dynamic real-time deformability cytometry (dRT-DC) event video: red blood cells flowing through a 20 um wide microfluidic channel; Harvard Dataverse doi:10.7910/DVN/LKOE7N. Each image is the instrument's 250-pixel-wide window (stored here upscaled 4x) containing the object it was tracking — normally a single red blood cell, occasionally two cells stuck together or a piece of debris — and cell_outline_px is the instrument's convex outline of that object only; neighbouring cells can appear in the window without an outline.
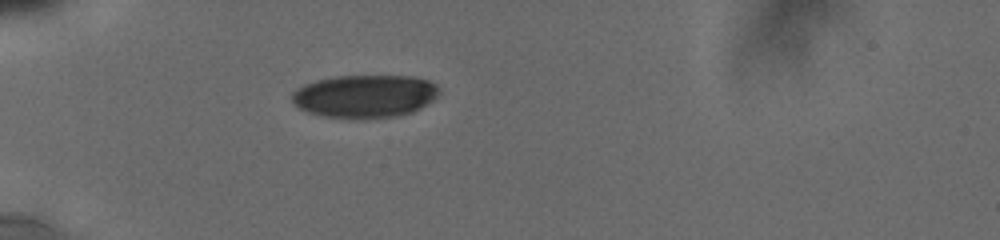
{"species": "human", "species_latin": "Homo sapiens", "temperature_condition": "cold", "stored_images_in_passage": 6, "camera_frame_rate_fps": 3000, "um_per_image_px": 0.085, "donor": {"sex": "male"}, "frame": {"image": 1, "passage_image": 4, "time_ms": 2.667, "image_size_px": [1000, 240], "cell_outline_px": [[436, 96], [432, 100], [420, 108], [412, 112], [396, 116], [324, 116], [308, 112], [300, 108], [292, 100], [292, 92], [296, 88], [304, 84], [316, 80], [336, 76], [408, 76], [428, 80], [436, 88]], "centroid_in_image_um": [30.96, 8.14], "position_along_channel_um": 54.0, "area_um2": 35.66}}